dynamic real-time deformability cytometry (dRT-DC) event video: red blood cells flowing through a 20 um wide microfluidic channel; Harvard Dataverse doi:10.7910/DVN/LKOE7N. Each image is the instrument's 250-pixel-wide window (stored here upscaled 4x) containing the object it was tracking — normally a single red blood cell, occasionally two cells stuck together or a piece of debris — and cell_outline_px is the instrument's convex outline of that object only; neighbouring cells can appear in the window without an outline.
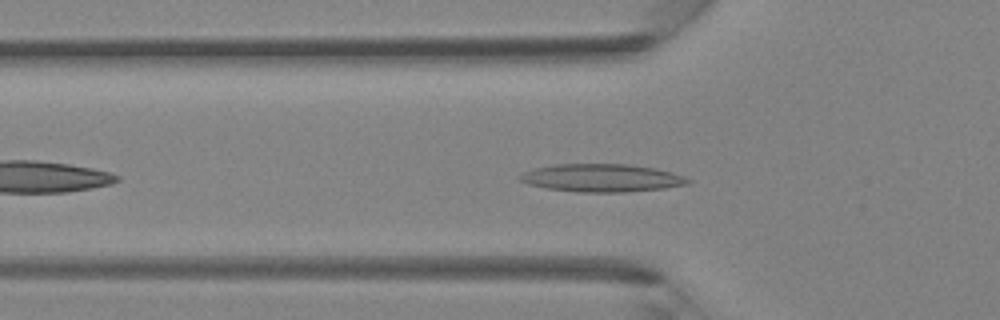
{"species": "Egyptian fruit bat (a non-hibernating species)", "species_latin": "Rousettus aegyptiacus", "temperature_condition": "room temperature", "stored_images_in_passage": 33, "camera_frame_rate_fps": 3000, "um_per_image_px": 0.085, "animal": {"sex": "female"}, "frame": {"image": 1, "passage_image": 5, "time_ms": 1.333, "image_size_px": [1000, 320], "cell_outline_px": [[692, 180], [688, 184], [664, 188], [624, 192], [576, 192], [548, 188], [528, 184], [520, 180], [516, 176], [524, 172], [536, 168], [552, 164], [628, 164], [656, 168], [672, 172]], "centroid_in_image_um": [51.14, 15.12], "position_along_channel_um": 74.7, "area_um2": 27.28}}
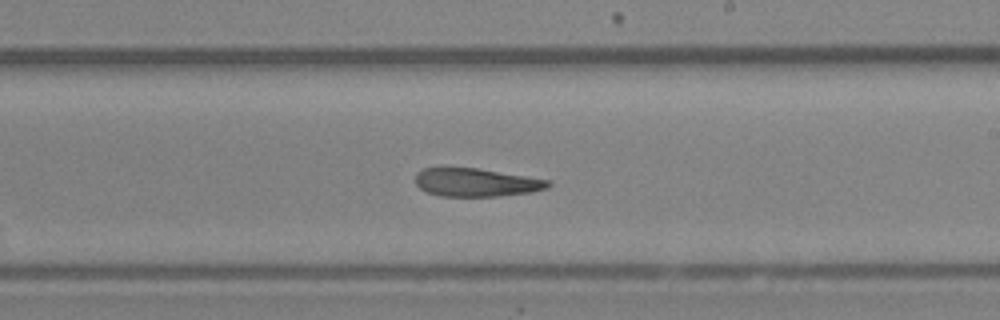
{"frame": {"image": 2, "passage_image": 16, "time_ms": 5.0, "image_size_px": [1000, 320], "cell_outline_px": [[552, 184], [548, 188], [532, 192], [496, 196], [440, 196], [428, 192], [420, 188], [416, 184], [416, 172], [424, 168], [476, 168], [552, 180]], "centroid_in_image_um": [40.51, 15.51], "position_along_channel_um": 248.5, "area_um2": 21.79}}
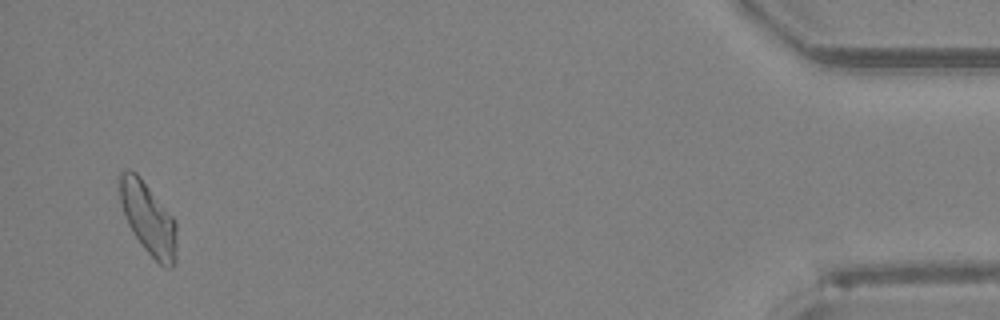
{"frame": {"image": 3, "passage_image": 32, "time_ms": 10.333, "image_size_px": [1000, 320], "cell_outline_px": [[176, 264], [172, 268], [164, 268], [144, 248], [128, 224], [124, 216], [120, 200], [120, 172], [128, 168], [136, 172], [140, 176], [176, 220]], "centroid_in_image_um": [12.62, 18.58], "position_along_channel_um": 422.6, "area_um2": 23.93}}